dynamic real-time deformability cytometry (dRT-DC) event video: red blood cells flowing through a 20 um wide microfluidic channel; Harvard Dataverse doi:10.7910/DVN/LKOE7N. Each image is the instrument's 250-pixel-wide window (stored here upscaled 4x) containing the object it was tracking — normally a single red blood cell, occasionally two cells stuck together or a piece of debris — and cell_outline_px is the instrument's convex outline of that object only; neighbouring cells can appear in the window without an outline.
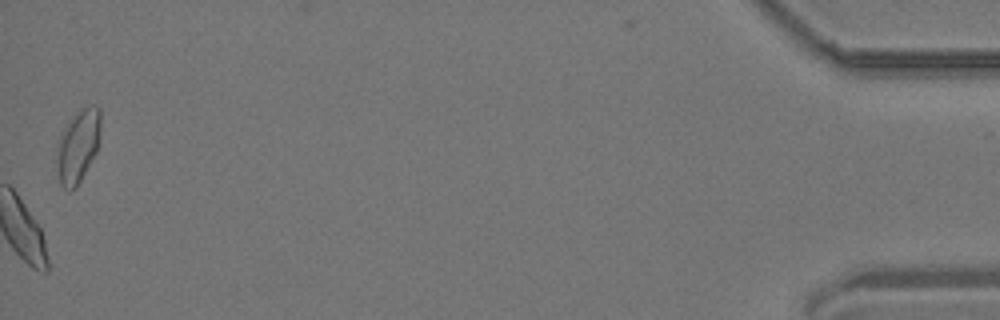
{"species": "common noctule bat (a hibernating species)", "species_latin": "Nyctalus noctula", "temperature_condition": "room temperature", "stored_images_in_passage": 50, "camera_frame_rate_fps": 3000, "um_per_image_px": 0.085, "animal": {"sex": "male", "body_mass_g": 19.2, "forearm_length_mm": 51.8}, "frame": {"image": 1, "passage_image": 50, "time_ms": 16.333, "image_size_px": [1000, 320], "cell_outline_px": [[100, 128], [96, 152], [76, 188], [68, 192], [60, 184], [56, 160], [60, 132], [68, 120], [80, 108], [92, 104], [96, 104], [100, 108]], "centroid_in_image_um": [6.61, 12.38], "position_along_channel_um": 428.6, "area_um2": 18.79}, "authors_computed_cell_mechanics": {"area_um2": 18.3804, "velocity_mm_per_s": 3.7875, "shape_relaxation_time_tau1_ms": 7.4129, "shape_relaxation_time_tau2_ms": 1.1293, "deformation_change_tau1": 0.1465, "deformation_change_tau2": 0.0492}}